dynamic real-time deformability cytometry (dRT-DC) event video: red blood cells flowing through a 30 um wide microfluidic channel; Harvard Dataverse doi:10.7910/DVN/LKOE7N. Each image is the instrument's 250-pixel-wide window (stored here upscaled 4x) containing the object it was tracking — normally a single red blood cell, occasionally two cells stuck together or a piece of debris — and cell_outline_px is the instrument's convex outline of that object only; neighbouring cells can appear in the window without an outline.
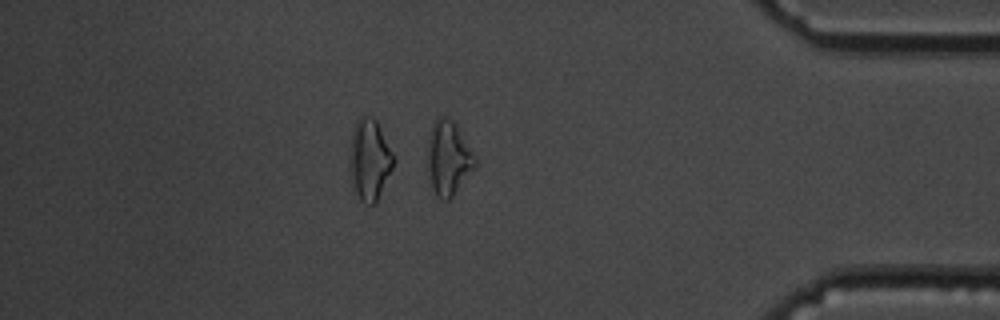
{"species": "common noctule bat (a hibernating species)", "species_latin": "Nyctalus noctula", "temperature_condition": "cold", "stored_images_in_passage": 55, "camera_frame_rate_fps": 3000, "um_per_image_px": 0.085, "animal": {"sex": "male", "body_mass_g": 19.5, "forearm_length_mm": 54.6}, "frame": {"image": 1, "passage_image": 47, "time_ms": 15.333, "image_size_px": [1000, 320], "cell_outline_px": [[476, 168], [452, 196], [448, 200], [440, 200], [436, 196], [432, 188], [428, 168], [428, 140], [432, 124], [440, 116], [444, 116], [452, 120], [476, 160]], "centroid_in_image_um": [38.09, 13.48], "position_along_channel_um": 397.1, "area_um2": 20.06}, "authors_computed_cell_mechanics": {"area_um2": 18.5538, "velocity_mm_per_s": 3.7071, "shape_relaxation_time_tau1_ms": null, "shape_relaxation_time_tau2_ms": 5.6532, "deformation_change_tau1": null, "deformation_change_tau2": 0.1549}}